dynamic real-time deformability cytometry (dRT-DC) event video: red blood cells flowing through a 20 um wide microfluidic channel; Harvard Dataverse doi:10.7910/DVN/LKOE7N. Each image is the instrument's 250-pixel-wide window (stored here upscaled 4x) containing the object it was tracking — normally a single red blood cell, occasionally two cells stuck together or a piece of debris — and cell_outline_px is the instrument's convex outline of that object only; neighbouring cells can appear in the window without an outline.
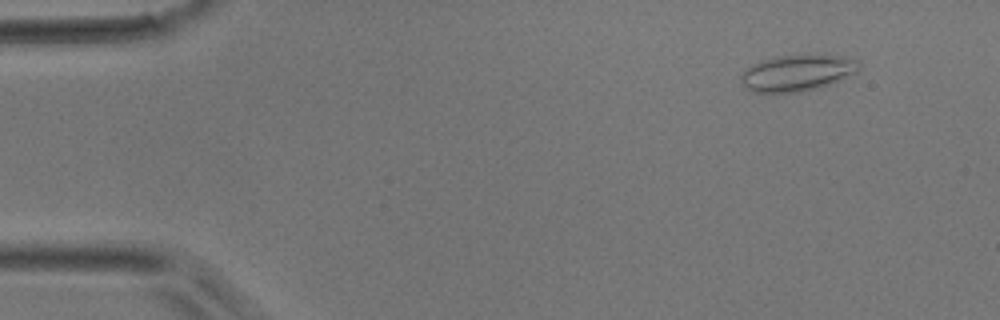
{"species": "common noctule bat (a hibernating species)", "species_latin": "Nyctalus noctula", "temperature_condition": "room temperature", "stored_images_in_passage": 47, "camera_frame_rate_fps": 3000, "um_per_image_px": 0.085, "animal": {"sex": "male", "body_mass_g": 17.9}, "frame": {"image": 1, "passage_image": 5, "time_ms": 1.333, "image_size_px": [1000, 320], "cell_outline_px": [[860, 68], [856, 72], [836, 80], [812, 88], [796, 92], [752, 92], [740, 80], [740, 76], [752, 64], [760, 60], [776, 56], [840, 56], [856, 60], [860, 64]], "centroid_in_image_um": [67.7, 6.19], "position_along_channel_um": 17.3, "area_um2": 23.93}}
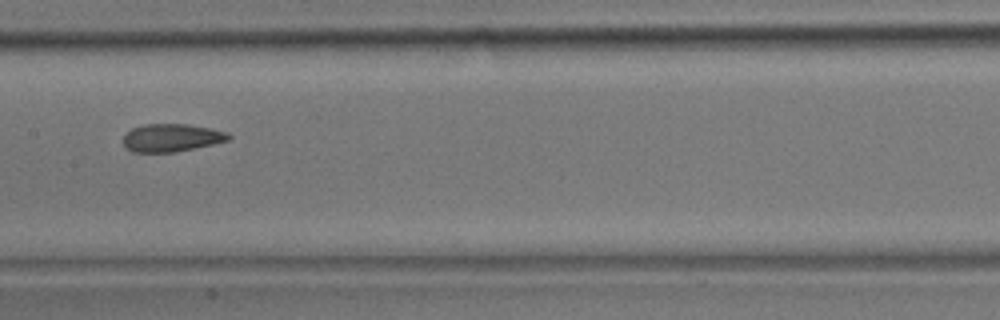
{"frame": {"image": 2, "passage_image": 24, "time_ms": 7.667, "image_size_px": [1000, 320], "cell_outline_px": [[232, 136], [228, 140], [212, 144], [172, 152], [132, 152], [124, 148], [124, 136], [132, 128], [144, 124], [188, 124], [212, 128], [228, 132]], "centroid_in_image_um": [14.58, 11.7], "position_along_channel_um": 192.8, "area_um2": 17.05}}
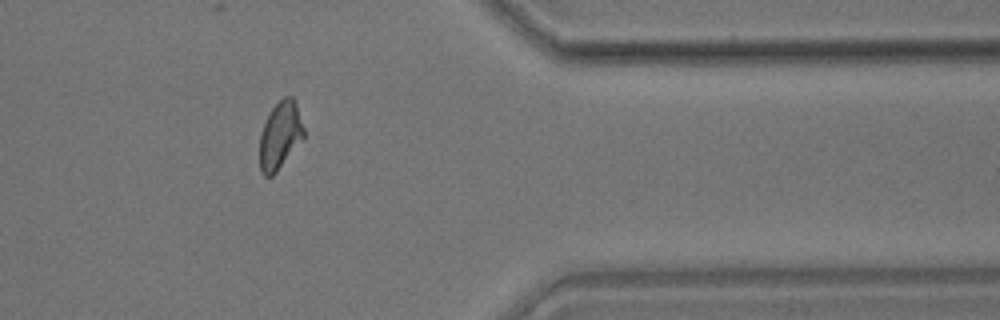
{"frame": {"image": 3, "passage_image": 39, "time_ms": 12.667, "image_size_px": [1000, 320], "cell_outline_px": [[304, 140], [276, 172], [272, 176], [264, 176], [260, 172], [260, 132], [272, 108], [284, 96], [292, 96], [296, 104], [304, 128]], "centroid_in_image_um": [23.82, 11.54], "position_along_channel_um": 387.6, "area_um2": 17.4}}